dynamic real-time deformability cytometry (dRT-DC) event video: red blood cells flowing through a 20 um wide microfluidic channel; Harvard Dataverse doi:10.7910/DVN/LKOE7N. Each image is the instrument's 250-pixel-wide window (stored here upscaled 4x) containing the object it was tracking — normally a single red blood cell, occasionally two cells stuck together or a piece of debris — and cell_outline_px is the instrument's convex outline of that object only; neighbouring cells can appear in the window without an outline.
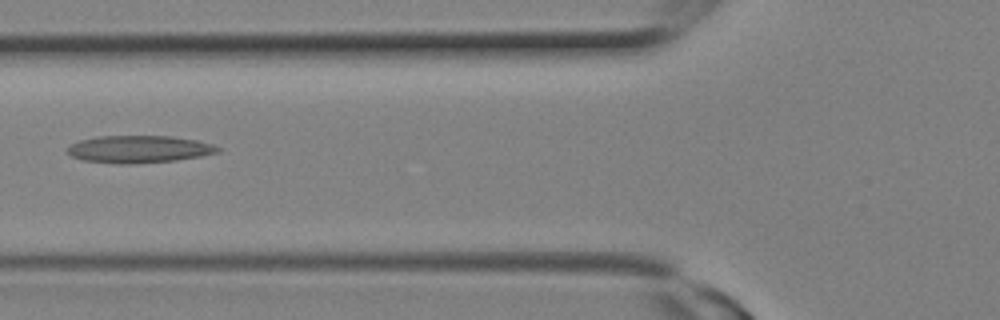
{"species": "Egyptian fruit bat (a non-hibernating species)", "species_latin": "Rousettus aegyptiacus", "temperature_condition": "room temperature", "stored_images_in_passage": 8, "camera_frame_rate_fps": 3000, "um_per_image_px": 0.085, "animal": {"sex": "female"}, "frame": {"image": 1, "passage_image": 3, "time_ms": 0.667, "image_size_px": [1000, 320], "cell_outline_px": [[220, 152], [200, 156], [176, 160], [128, 164], [120, 164], [80, 160], [64, 152], [72, 144], [80, 140], [100, 136], [172, 136], [196, 140], [212, 144], [220, 148]], "centroid_in_image_um": [11.79, 12.68], "position_along_channel_um": 114.0, "area_um2": 23.93}}
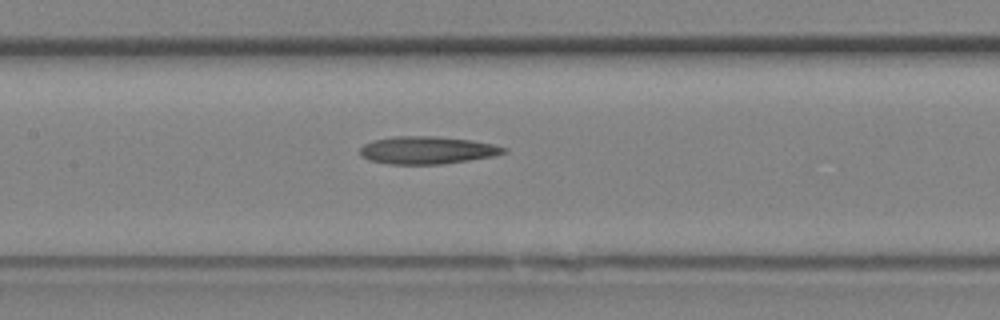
{"frame": {"image": 2, "passage_image": 5, "time_ms": 1.333, "image_size_px": [1000, 320], "cell_outline_px": [[508, 152], [492, 156], [444, 164], [388, 164], [368, 160], [360, 156], [360, 148], [364, 144], [372, 140], [396, 136], [436, 136], [472, 140], [492, 144], [508, 148]], "centroid_in_image_um": [36.29, 12.76], "position_along_channel_um": 171.1, "area_um2": 23.24}}